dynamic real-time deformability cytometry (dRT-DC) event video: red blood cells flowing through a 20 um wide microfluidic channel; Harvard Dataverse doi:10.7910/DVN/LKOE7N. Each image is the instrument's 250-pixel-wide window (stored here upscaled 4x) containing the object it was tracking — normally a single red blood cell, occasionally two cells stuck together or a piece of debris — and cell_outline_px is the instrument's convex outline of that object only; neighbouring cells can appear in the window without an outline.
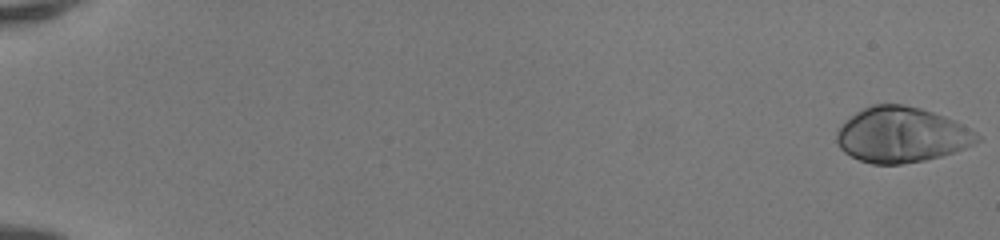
{"species": "human", "species_latin": "Homo sapiens", "temperature_condition": "room temperature", "stored_images_in_passage": 51, "camera_frame_rate_fps": 3000, "um_per_image_px": 0.085, "donor": {"sex": "female"}, "frame": {"image": 1, "passage_image": 1, "time_ms": 0.0, "image_size_px": [1000, 240], "cell_outline_px": [[984, 140], [964, 148], [940, 156], [924, 160], [900, 164], [872, 164], [860, 160], [844, 152], [840, 148], [836, 140], [836, 132], [844, 120], [856, 112], [872, 104], [904, 104], [920, 108], [944, 116], [976, 132]], "centroid_in_image_um": [76.61, 11.45], "position_along_channel_um": 8.4, "area_um2": 45.2}}
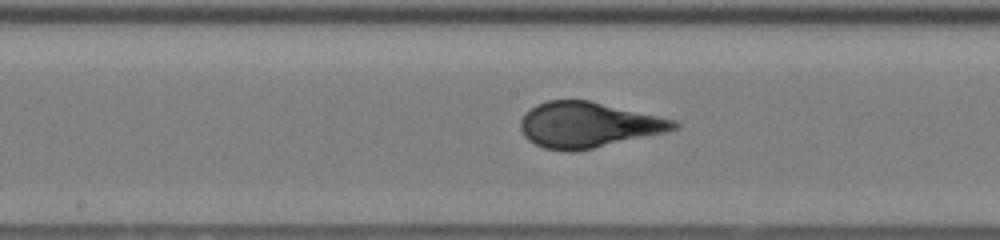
{"frame": {"image": 2, "passage_image": 29, "time_ms": 9.333, "image_size_px": [1000, 240], "cell_outline_px": [[680, 128], [668, 132], [576, 152], [568, 152], [544, 148], [528, 140], [524, 136], [520, 128], [520, 120], [536, 104], [548, 100], [588, 100], [676, 120], [680, 124]], "centroid_in_image_um": [50.02, 10.63], "position_along_channel_um": 198.2, "area_um2": 40.75}}
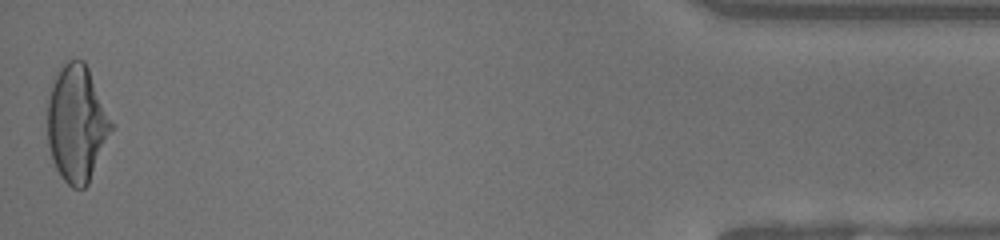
{"frame": {"image": 3, "passage_image": 51, "time_ms": 16.667, "image_size_px": [1000, 240], "cell_outline_px": [[116, 124], [88, 184], [84, 188], [72, 188], [60, 176], [52, 160], [48, 144], [48, 96], [52, 76], [60, 64], [68, 60], [84, 60]], "centroid_in_image_um": [6.54, 10.46], "position_along_channel_um": 428.7, "area_um2": 44.39}, "authors_computed_cell_mechanics": {"area_um2": 40.8068, "velocity_mm_per_s": 4.1635, "shape_relaxation_time_tau1_ms": 4.4062, "shape_relaxation_time_tau2_ms": null, "deformation_change_tau1": 0.2556, "deformation_change_tau2": null}}